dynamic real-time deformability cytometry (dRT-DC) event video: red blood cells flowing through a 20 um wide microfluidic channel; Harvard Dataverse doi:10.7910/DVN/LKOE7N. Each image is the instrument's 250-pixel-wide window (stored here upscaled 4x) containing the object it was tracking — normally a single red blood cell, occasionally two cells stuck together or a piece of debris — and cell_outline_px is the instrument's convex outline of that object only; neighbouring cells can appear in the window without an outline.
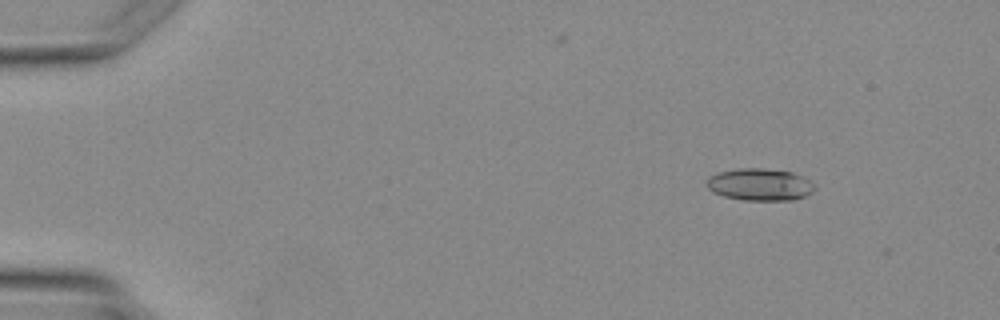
{"species": "Egyptian fruit bat (a non-hibernating species)", "species_latin": "Rousettus aegyptiacus", "temperature_condition": "warm", "stored_images_in_passage": 3, "camera_frame_rate_fps": 3000, "um_per_image_px": 0.085, "animal": {"sex": "female"}, "frame": {"image": 1, "passage_image": 1, "time_ms": 0.0, "image_size_px": [1000, 320], "cell_outline_px": [[816, 188], [812, 192], [796, 200], [740, 200], [724, 196], [712, 192], [704, 184], [708, 176], [720, 172], [740, 168], [764, 168], [792, 172], [804, 176], [812, 180], [816, 184]], "centroid_in_image_um": [64.61, 15.68], "position_along_channel_um": 20.4, "area_um2": 20.63}}
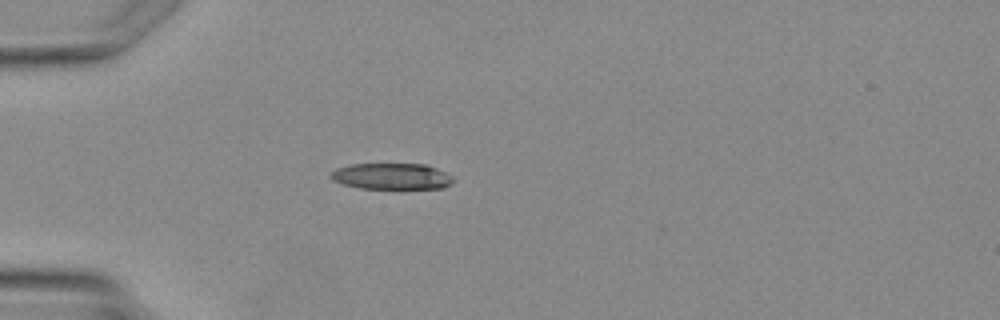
{"frame": {"image": 2, "passage_image": 3, "time_ms": 2.333, "image_size_px": [1000, 320], "cell_outline_px": [[456, 180], [452, 184], [444, 188], [360, 188], [344, 184], [332, 180], [328, 176], [336, 168], [352, 164], [428, 164], [452, 176]], "centroid_in_image_um": [33.32, 14.98], "position_along_channel_um": 51.7, "area_um2": 18.73}}